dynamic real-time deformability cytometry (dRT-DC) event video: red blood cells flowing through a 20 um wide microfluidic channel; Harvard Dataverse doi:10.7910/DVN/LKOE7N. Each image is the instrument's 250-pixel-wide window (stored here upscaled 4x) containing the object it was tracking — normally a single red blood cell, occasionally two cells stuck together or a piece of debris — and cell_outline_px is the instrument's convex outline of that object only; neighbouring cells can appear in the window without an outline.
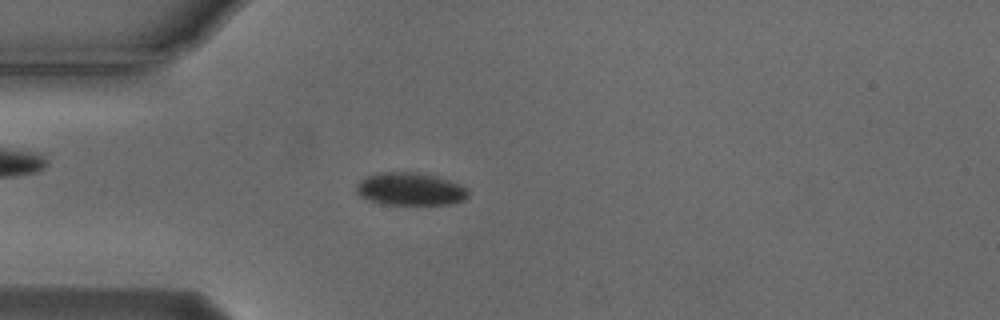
{"species": "Egyptian fruit bat (a non-hibernating species)", "species_latin": "Rousettus aegyptiacus", "temperature_condition": "cold", "stored_images_in_passage": 54, "camera_frame_rate_fps": 3000, "um_per_image_px": 0.085, "animal": {"sex": "male"}, "frame": {"image": 1, "passage_image": 14, "time_ms": 4.333, "image_size_px": [1000, 320], "cell_outline_px": [[468, 196], [464, 200], [452, 204], [384, 204], [368, 200], [360, 196], [356, 192], [356, 184], [360, 180], [368, 176], [380, 172], [412, 172], [436, 176], [460, 184], [468, 188]], "centroid_in_image_um": [34.87, 16.07], "position_along_channel_um": 50.1, "area_um2": 21.33}}
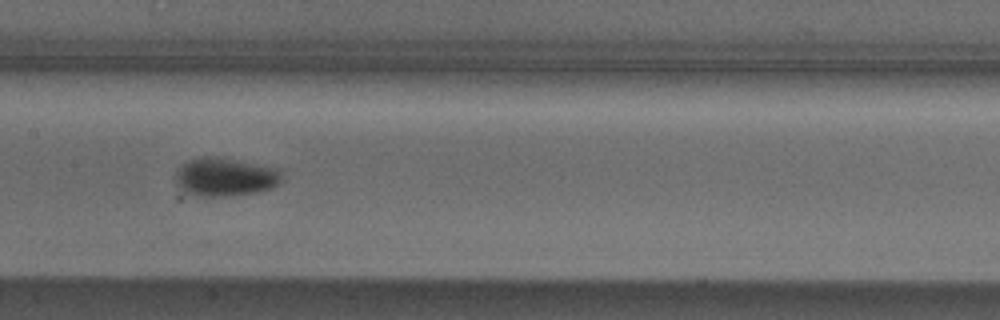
{"frame": {"image": 2, "passage_image": 26, "time_ms": 8.333, "image_size_px": [1000, 320], "cell_outline_px": [[280, 184], [272, 188], [256, 192], [228, 196], [196, 196], [180, 188], [176, 184], [176, 172], [188, 160], [204, 156], [280, 168]], "centroid_in_image_um": [19.14, 15.07], "position_along_channel_um": 188.3, "area_um2": 23.24}}
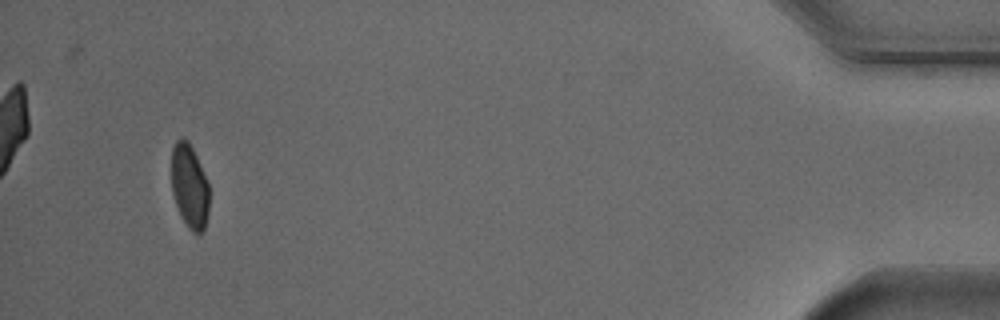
{"frame": {"image": 3, "passage_image": 51, "time_ms": 16.667, "image_size_px": [1000, 320], "cell_outline_px": [[208, 216], [204, 228], [200, 232], [192, 232], [188, 228], [180, 216], [172, 192], [172, 148], [176, 140], [180, 136], [188, 140], [208, 180]], "centroid_in_image_um": [16.1, 15.81], "position_along_channel_um": 419.1, "area_um2": 18.5}, "authors_computed_cell_mechanics": {"area_um2": 20.8947, "velocity_mm_per_s": 3.7233, "shape_relaxation_time_tau1_ms": 2.7823, "shape_relaxation_time_tau2_ms": null, "deformation_change_tau1": 0.0799, "deformation_change_tau2": null}}